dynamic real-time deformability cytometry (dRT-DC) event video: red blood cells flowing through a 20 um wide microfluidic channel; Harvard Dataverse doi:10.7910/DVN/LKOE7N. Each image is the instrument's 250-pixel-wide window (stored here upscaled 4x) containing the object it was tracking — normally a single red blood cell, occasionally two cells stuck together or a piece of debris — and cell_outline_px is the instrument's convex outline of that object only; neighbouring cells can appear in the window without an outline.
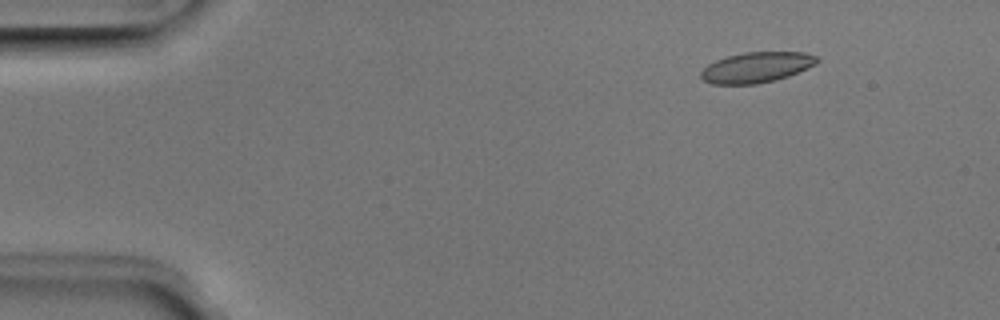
{"species": "Egyptian fruit bat (a non-hibernating species)", "species_latin": "Rousettus aegyptiacus", "temperature_condition": "room temperature", "stored_images_in_passage": 5, "segment_of_instrument_passage": [2, 2], "camera_frame_rate_fps": 3000, "um_per_image_px": 0.085, "animal": {"sex": "male"}, "frame": {"image": 1, "passage_image": 5, "time_ms": 1.333, "image_size_px": [1000, 320], "cell_outline_px": [[820, 60], [816, 64], [808, 68], [788, 76], [776, 80], [756, 84], [712, 84], [704, 80], [700, 76], [700, 72], [708, 64], [716, 60], [728, 56], [744, 52], [804, 52], [816, 56]], "centroid_in_image_um": [64.31, 5.72], "position_along_channel_um": 20.7, "area_um2": 20.63}}